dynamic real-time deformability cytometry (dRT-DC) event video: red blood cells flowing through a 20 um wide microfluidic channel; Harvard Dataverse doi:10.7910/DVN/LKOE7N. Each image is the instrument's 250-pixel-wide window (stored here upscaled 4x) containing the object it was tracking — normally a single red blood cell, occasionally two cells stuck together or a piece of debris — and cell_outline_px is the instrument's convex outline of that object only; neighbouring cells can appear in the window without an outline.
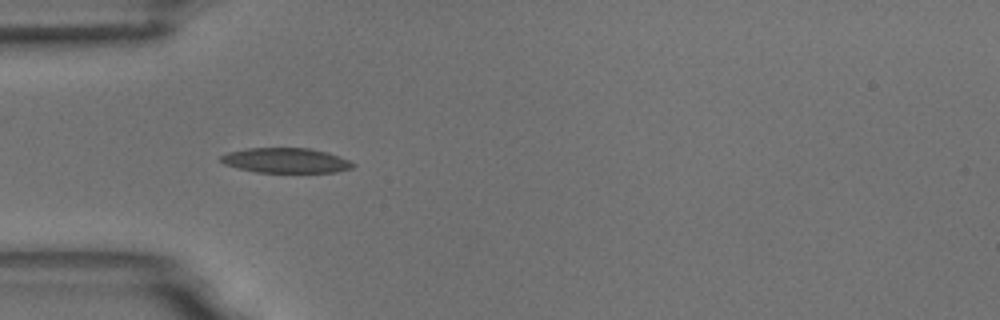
{"species": "common noctule bat (a hibernating species)", "species_latin": "Nyctalus noctula", "temperature_condition": "room temperature", "stored_images_in_passage": 2, "camera_frame_rate_fps": 3000, "um_per_image_px": 0.085, "animal": {"sex": "male", "body_mass_g": 18.8}, "frame": {"image": 1, "passage_image": 1, "time_ms": 0.0, "image_size_px": [1000, 320], "cell_outline_px": [[356, 164], [352, 168], [336, 172], [256, 172], [224, 164], [220, 160], [220, 156], [228, 152], [248, 148], [308, 148], [328, 152], [348, 160]], "centroid_in_image_um": [24.3, 13.63], "position_along_channel_um": 60.7, "area_um2": 19.07}}